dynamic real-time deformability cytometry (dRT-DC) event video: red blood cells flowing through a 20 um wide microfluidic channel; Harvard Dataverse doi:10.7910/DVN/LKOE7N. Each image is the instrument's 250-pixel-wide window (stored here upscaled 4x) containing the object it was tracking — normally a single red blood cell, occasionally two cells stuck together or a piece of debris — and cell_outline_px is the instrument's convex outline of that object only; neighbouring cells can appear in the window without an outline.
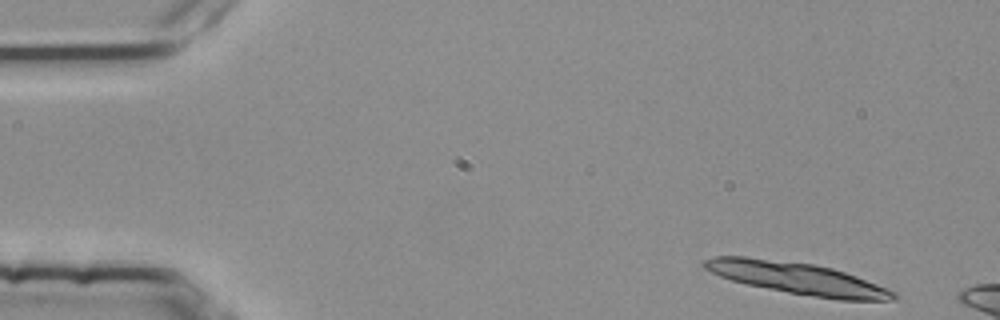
{"species": "common noctule bat (a hibernating species)", "species_latin": "Nyctalus noctula", "temperature_condition": "room temperature", "stored_images_in_passage": 3, "camera_frame_rate_fps": 3000, "um_per_image_px": 0.085, "animal": {"sex": "female", "body_mass_g": 25.1}, "frame": {"image": 1, "passage_image": 1, "time_ms": 0.0, "image_size_px": [1000, 320], "cell_outline_px": [[900, 296], [896, 300], [836, 300], [788, 292], [748, 284], [732, 280], [720, 276], [704, 268], [704, 260], [716, 256], [744, 256], [812, 264], [832, 268], [856, 276], [896, 292]], "centroid_in_image_um": [67.82, 23.66], "position_along_channel_um": 17.2, "area_um2": 34.62}}